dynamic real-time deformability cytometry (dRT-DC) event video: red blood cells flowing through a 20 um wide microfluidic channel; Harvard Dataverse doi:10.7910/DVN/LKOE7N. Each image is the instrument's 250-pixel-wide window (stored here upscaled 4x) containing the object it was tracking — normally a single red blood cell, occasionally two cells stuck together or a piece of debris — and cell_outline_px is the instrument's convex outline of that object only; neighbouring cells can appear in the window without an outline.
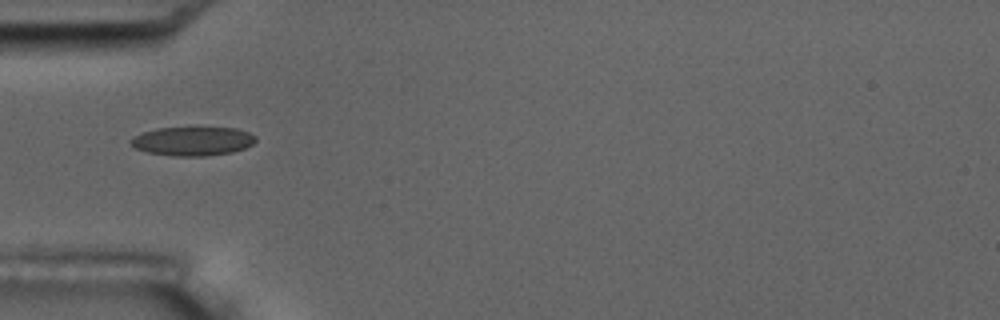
{"species": "common noctule bat (a hibernating species)", "species_latin": "Nyctalus noctula", "temperature_condition": "room temperature", "stored_images_in_passage": 3, "camera_frame_rate_fps": 3000, "um_per_image_px": 0.085, "animal": {"sex": "male", "body_mass_g": 17.5, "forearm_length_mm": 52.3}, "frame": {"image": 1, "passage_image": 1, "time_ms": 0.0, "image_size_px": [1000, 320], "cell_outline_px": [[256, 140], [252, 144], [244, 148], [232, 152], [204, 156], [176, 156], [148, 152], [136, 148], [128, 144], [128, 140], [132, 136], [156, 128], [196, 124], [236, 128], [248, 132], [256, 136]], "centroid_in_image_um": [16.36, 11.93], "position_along_channel_um": 68.6, "area_um2": 22.14}}